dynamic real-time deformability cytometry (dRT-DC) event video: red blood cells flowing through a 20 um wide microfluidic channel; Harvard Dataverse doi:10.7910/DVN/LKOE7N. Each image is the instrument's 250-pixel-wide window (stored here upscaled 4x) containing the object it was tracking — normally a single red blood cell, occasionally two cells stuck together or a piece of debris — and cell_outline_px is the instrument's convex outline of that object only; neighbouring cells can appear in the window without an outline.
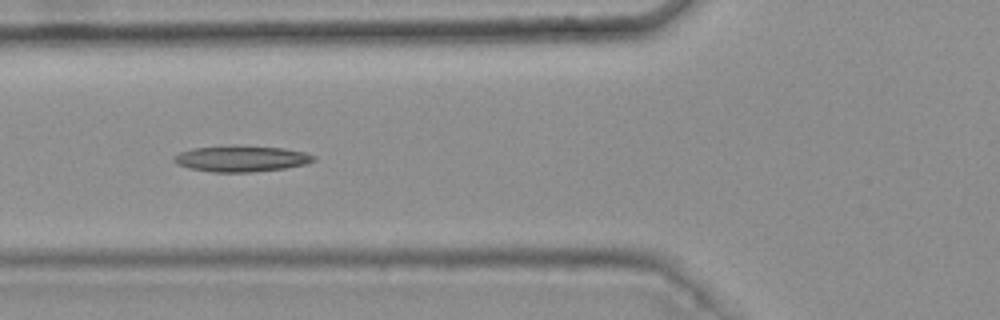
{"species": "common noctule bat (a hibernating species)", "species_latin": "Nyctalus noctula", "temperature_condition": "warm", "stored_images_in_passage": 10, "camera_frame_rate_fps": 3000, "um_per_image_px": 0.085, "animal": {"sex": "female", "body_mass_g": 25.1}, "frame": {"image": 1, "passage_image": 5, "time_ms": 1.333, "image_size_px": [1000, 320], "cell_outline_px": [[316, 160], [304, 164], [284, 168], [252, 172], [212, 172], [188, 168], [176, 164], [172, 160], [172, 156], [180, 152], [192, 148], [236, 144], [284, 148], [304, 152], [316, 156]], "centroid_in_image_um": [20.46, 13.47], "position_along_channel_um": 105.3, "area_um2": 21.62}}
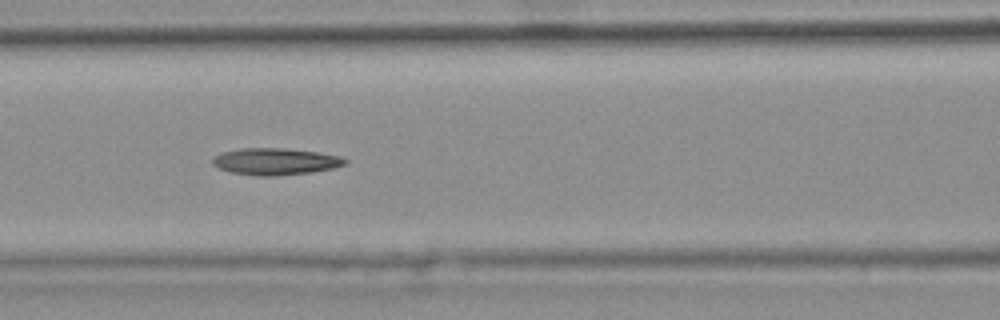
{"frame": {"image": 2, "passage_image": 6, "time_ms": 1.667, "image_size_px": [1000, 320], "cell_outline_px": [[348, 160], [344, 164], [332, 168], [312, 172], [276, 176], [256, 176], [232, 172], [220, 168], [212, 164], [212, 160], [216, 156], [224, 152], [240, 148], [284, 148], [316, 152], [340, 156]], "centroid_in_image_um": [23.41, 13.73], "position_along_channel_um": 143.2, "area_um2": 20.46}}